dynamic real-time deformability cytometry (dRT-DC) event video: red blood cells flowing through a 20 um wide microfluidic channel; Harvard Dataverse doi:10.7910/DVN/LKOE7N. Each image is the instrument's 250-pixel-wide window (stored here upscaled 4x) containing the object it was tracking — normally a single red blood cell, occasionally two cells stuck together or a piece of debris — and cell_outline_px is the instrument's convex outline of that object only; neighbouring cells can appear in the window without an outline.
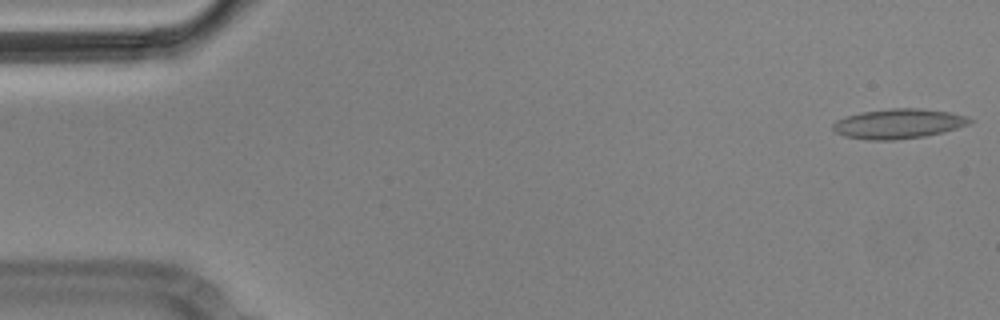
{"species": "Egyptian fruit bat (a non-hibernating species)", "species_latin": "Rousettus aegyptiacus", "temperature_condition": "cold", "stored_images_in_passage": 5, "camera_frame_rate_fps": 3000, "um_per_image_px": 0.085, "animal": {"sex": "male"}, "frame": {"image": 1, "passage_image": 1, "time_ms": 0.0, "image_size_px": [1000, 320], "cell_outline_px": [[972, 120], [968, 124], [944, 132], [924, 136], [892, 140], [868, 140], [844, 136], [836, 132], [832, 128], [832, 124], [836, 120], [844, 116], [860, 112], [892, 108], [920, 108], [952, 112], [964, 116]], "centroid_in_image_um": [76.32, 10.51], "position_along_channel_um": 8.7, "area_um2": 23.76}}
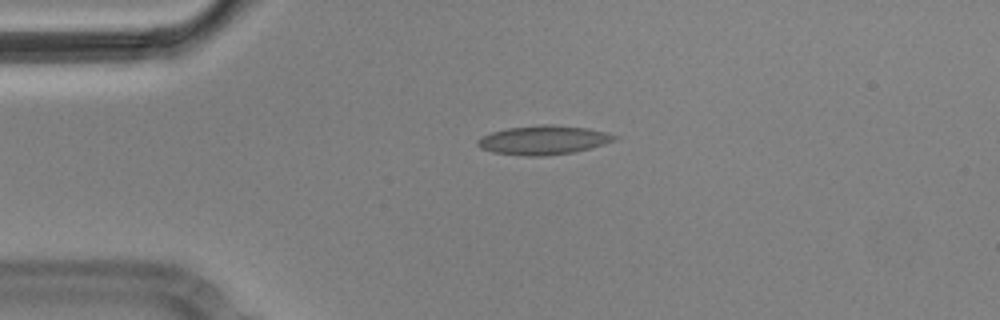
{"frame": {"image": 2, "passage_image": 3, "time_ms": 0.667, "image_size_px": [1000, 320], "cell_outline_px": [[620, 136], [616, 140], [592, 148], [572, 152], [544, 156], [524, 156], [492, 152], [480, 148], [476, 144], [476, 140], [492, 132], [508, 128], [544, 124], [552, 124], [588, 128], [608, 132]], "centroid_in_image_um": [46.23, 11.9], "position_along_channel_um": 38.8, "area_um2": 23.29}}